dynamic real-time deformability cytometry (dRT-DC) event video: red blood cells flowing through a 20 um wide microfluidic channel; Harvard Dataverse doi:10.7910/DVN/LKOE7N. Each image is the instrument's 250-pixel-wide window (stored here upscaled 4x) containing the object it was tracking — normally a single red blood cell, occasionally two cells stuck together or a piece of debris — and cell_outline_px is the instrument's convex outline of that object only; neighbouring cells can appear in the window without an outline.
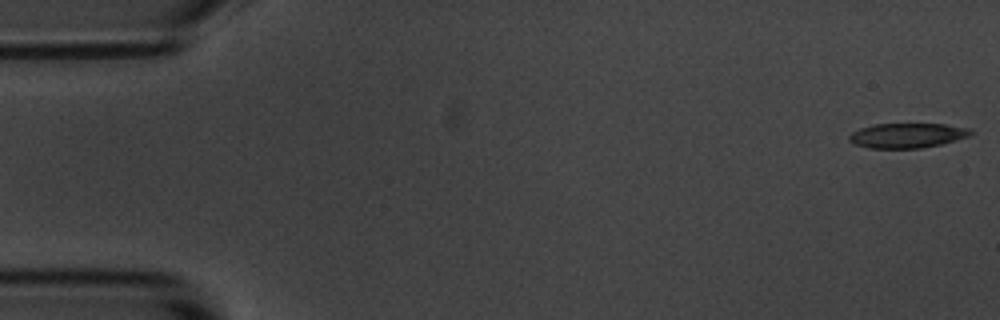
{"species": "common noctule bat (a hibernating species)", "species_latin": "Nyctalus noctula", "temperature_condition": "room temperature", "stored_images_in_passage": 4, "camera_frame_rate_fps": 3000, "um_per_image_px": 0.085, "animal": {"sex": "male", "body_mass_g": 20.1, "forearm_length_mm": 53.5}, "frame": {"image": 1, "passage_image": 1, "time_ms": 0.0, "image_size_px": [1000, 320], "cell_outline_px": [[976, 132], [968, 136], [956, 140], [940, 144], [920, 148], [868, 148], [856, 144], [848, 140], [848, 136], [852, 132], [860, 128], [872, 124], [944, 124], [968, 128]], "centroid_in_image_um": [77.1, 11.51], "position_along_channel_um": 7.9, "area_um2": 17.51}}
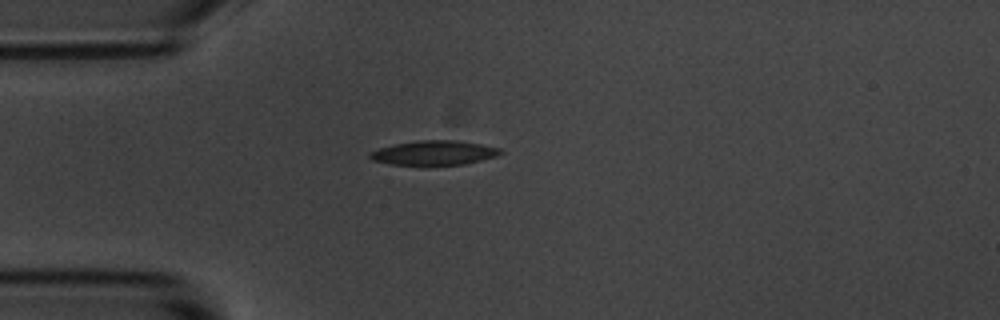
{"frame": {"image": 2, "passage_image": 4, "time_ms": 4.333, "image_size_px": [1000, 320], "cell_outline_px": [[504, 152], [496, 156], [464, 164], [392, 164], [372, 160], [368, 156], [368, 152], [380, 148], [396, 144], [420, 140], [456, 140], [480, 144], [500, 148]], "centroid_in_image_um": [36.9, 12.98], "position_along_channel_um": 48.1, "area_um2": 18.21}}